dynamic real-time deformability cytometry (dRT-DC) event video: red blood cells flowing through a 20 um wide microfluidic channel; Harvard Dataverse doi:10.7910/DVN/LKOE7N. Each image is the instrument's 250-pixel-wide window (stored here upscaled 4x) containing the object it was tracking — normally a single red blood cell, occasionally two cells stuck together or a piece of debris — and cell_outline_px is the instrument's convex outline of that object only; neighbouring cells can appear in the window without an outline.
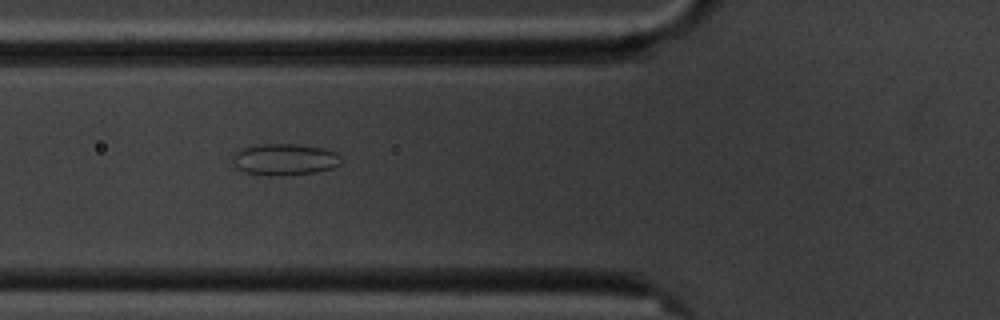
{"species": "common noctule bat (a hibernating species)", "species_latin": "Nyctalus noctula", "temperature_condition": "cold", "stored_images_in_passage": 7, "camera_frame_rate_fps": 3000, "um_per_image_px": 0.085, "animal": {"sex": "male", "body_mass_g": 20.1, "forearm_length_mm": 53.5}, "frame": {"image": 1, "passage_image": 3, "time_ms": 3.0, "image_size_px": [1000, 320], "cell_outline_px": [[344, 160], [340, 164], [332, 168], [316, 172], [268, 176], [244, 172], [236, 168], [232, 160], [232, 152], [244, 148], [264, 144], [296, 144], [324, 148], [336, 152]], "centroid_in_image_um": [24.19, 13.55], "position_along_channel_um": 101.6, "area_um2": 20.06}}